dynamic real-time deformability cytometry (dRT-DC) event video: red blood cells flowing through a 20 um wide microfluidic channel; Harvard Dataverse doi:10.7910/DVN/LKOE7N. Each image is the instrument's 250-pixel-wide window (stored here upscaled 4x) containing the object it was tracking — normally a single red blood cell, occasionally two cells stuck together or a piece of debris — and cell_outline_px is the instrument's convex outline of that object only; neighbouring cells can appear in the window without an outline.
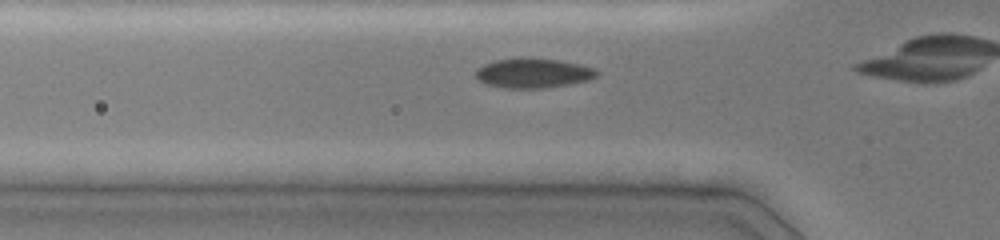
{"species": "common noctule bat (a hibernating species)", "species_latin": "Nyctalus noctula", "temperature_condition": "cold", "stored_images_in_passage": 28, "camera_frame_rate_fps": 3000, "um_per_image_px": 0.085, "animal": {"sex": "female", "body_mass_g": 19.0, "forearm_length_mm": 51.5}, "frame": {"image": 1, "passage_image": 5, "time_ms": 1.333, "image_size_px": [1000, 240], "cell_outline_px": [[600, 72], [596, 76], [588, 80], [568, 84], [544, 88], [504, 88], [488, 84], [480, 80], [476, 76], [476, 68], [484, 64], [496, 60], [520, 56], [560, 60], [580, 64], [596, 68]], "centroid_in_image_um": [45.34, 6.19], "position_along_channel_um": 80.5, "area_um2": 21.15}}
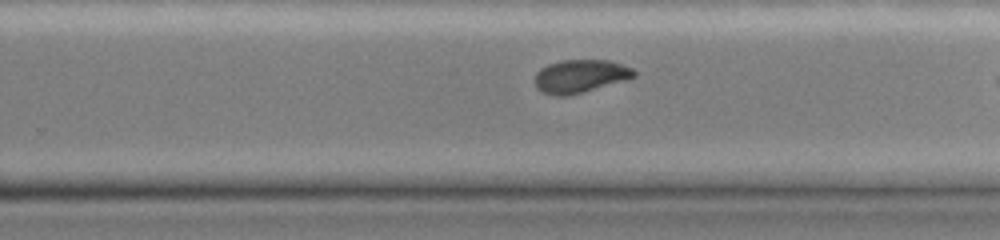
{"frame": {"image": 2, "passage_image": 20, "time_ms": 6.333, "image_size_px": [1000, 240], "cell_outline_px": [[636, 76], [568, 96], [556, 96], [540, 92], [536, 88], [532, 80], [536, 72], [540, 68], [548, 64], [560, 60], [608, 60], [632, 68], [636, 72]], "centroid_in_image_um": [49.21, 6.47], "position_along_channel_um": 280.6, "area_um2": 19.13}}
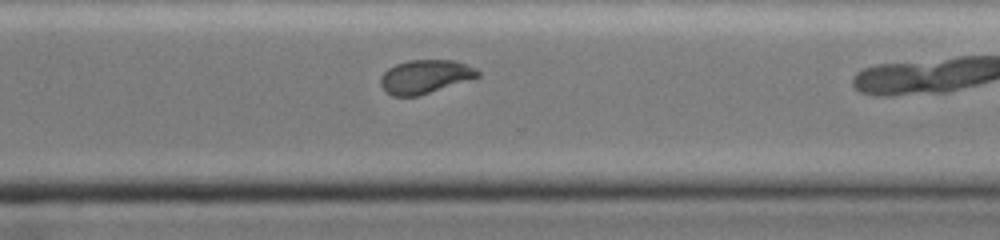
{"frame": {"image": 3, "passage_image": 24, "time_ms": 7.667, "image_size_px": [1000, 240], "cell_outline_px": [[480, 76], [416, 96], [392, 96], [380, 84], [380, 76], [388, 68], [396, 64], [408, 60], [456, 60], [476, 68], [480, 72]], "centroid_in_image_um": [36.12, 6.49], "position_along_channel_um": 334.5, "area_um2": 18.79}}